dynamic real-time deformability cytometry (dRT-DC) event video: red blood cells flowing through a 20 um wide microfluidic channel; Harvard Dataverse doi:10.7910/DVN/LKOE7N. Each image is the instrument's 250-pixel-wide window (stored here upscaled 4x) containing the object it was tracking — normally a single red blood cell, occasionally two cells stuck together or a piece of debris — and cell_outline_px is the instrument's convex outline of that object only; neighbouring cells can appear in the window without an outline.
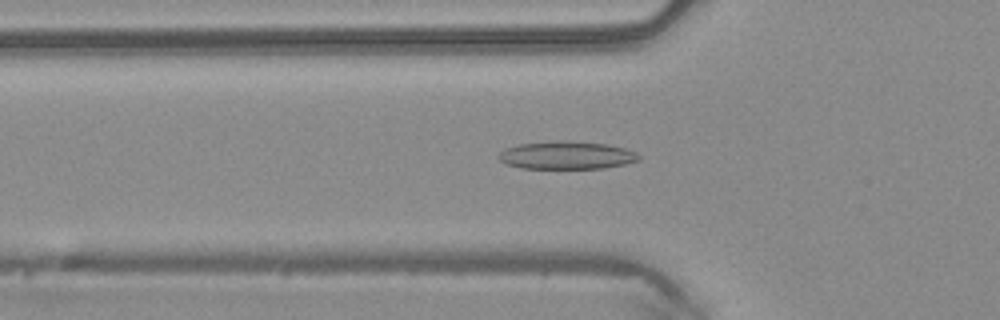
{"species": "common noctule bat (a hibernating species)", "species_latin": "Nyctalus noctula", "temperature_condition": "warm", "stored_images_in_passage": 36, "camera_frame_rate_fps": 3000, "um_per_image_px": 0.085, "animal": {"sex": "male", "body_mass_g": 20.4}, "frame": {"image": 1, "passage_image": 10, "time_ms": 3.0, "image_size_px": [1000, 320], "cell_outline_px": [[640, 160], [624, 164], [604, 168], [520, 168], [504, 164], [496, 156], [500, 152], [508, 148], [520, 144], [564, 140], [608, 144], [624, 148], [636, 152], [640, 156]], "centroid_in_image_um": [48.16, 13.2], "position_along_channel_um": 77.6, "area_um2": 22.72}}
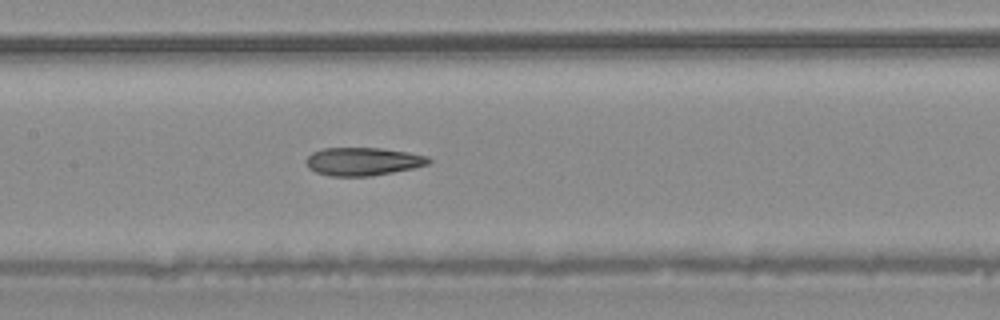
{"frame": {"image": 2, "passage_image": 17, "time_ms": 5.333, "image_size_px": [1000, 320], "cell_outline_px": [[432, 160], [428, 164], [412, 168], [372, 176], [332, 176], [316, 172], [308, 168], [308, 156], [312, 152], [324, 148], [380, 148], [408, 152], [428, 156]], "centroid_in_image_um": [30.87, 13.72], "position_along_channel_um": 176.5, "area_um2": 19.88}}
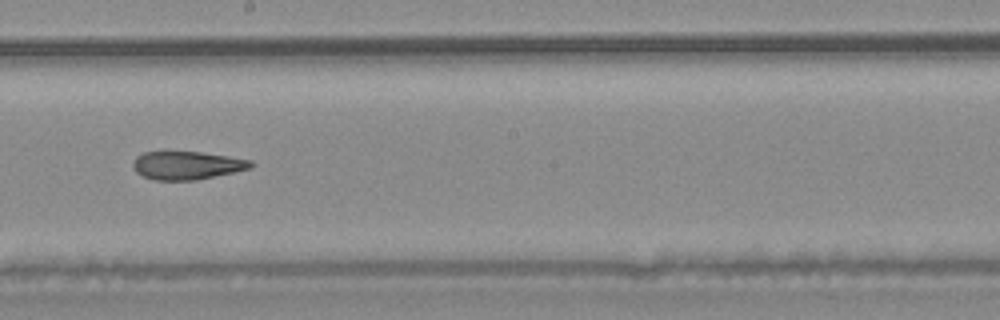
{"frame": {"image": 3, "passage_image": 21, "time_ms": 6.667, "image_size_px": [1000, 320], "cell_outline_px": [[256, 164], [248, 168], [232, 172], [196, 180], [152, 180], [136, 172], [132, 164], [136, 156], [144, 152], [200, 152], [228, 156], [252, 160]], "centroid_in_image_um": [15.87, 14.05], "position_along_channel_um": 232.3, "area_um2": 19.19}, "authors_computed_cell_mechanics": {"area_um2": 20.4612, "velocity_mm_per_s": 4.1951, "shape_relaxation_time_tau1_ms": null, "shape_relaxation_time_tau2_ms": 2.7645, "deformation_change_tau1": null, "deformation_change_tau2": 0.1279}}